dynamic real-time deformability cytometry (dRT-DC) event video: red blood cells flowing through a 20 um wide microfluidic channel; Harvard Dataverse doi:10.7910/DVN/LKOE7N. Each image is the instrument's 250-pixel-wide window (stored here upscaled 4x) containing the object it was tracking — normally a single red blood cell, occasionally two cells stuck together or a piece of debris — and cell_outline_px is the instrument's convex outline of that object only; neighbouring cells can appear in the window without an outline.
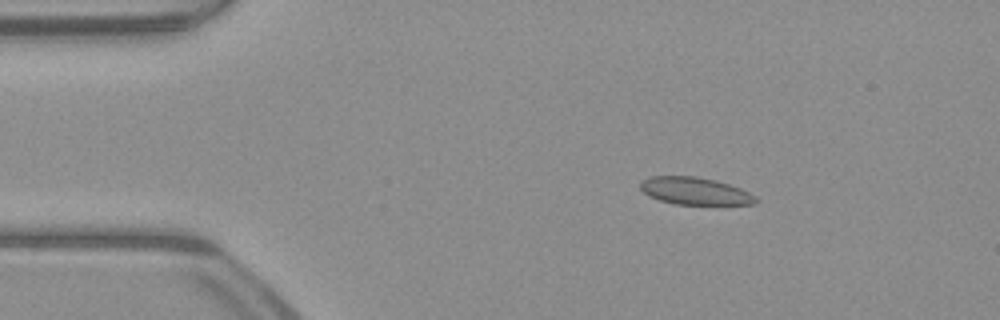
{"species": "common noctule bat (a hibernating species)", "species_latin": "Nyctalus noctula", "temperature_condition": "warm", "stored_images_in_passage": 17, "camera_frame_rate_fps": 3000, "um_per_image_px": 0.085, "animal": {"sex": "male", "body_mass_g": 23.1, "forearm_length_mm": 52.7}, "frame": {"image": 1, "passage_image": 1, "time_ms": 0.0, "image_size_px": [1000, 320], "cell_outline_px": [[760, 200], [756, 204], [676, 204], [660, 200], [648, 196], [640, 188], [640, 180], [648, 176], [696, 176], [716, 180], [740, 188], [756, 196]], "centroid_in_image_um": [59.06, 16.23], "position_along_channel_um": 25.9, "area_um2": 18.5}}
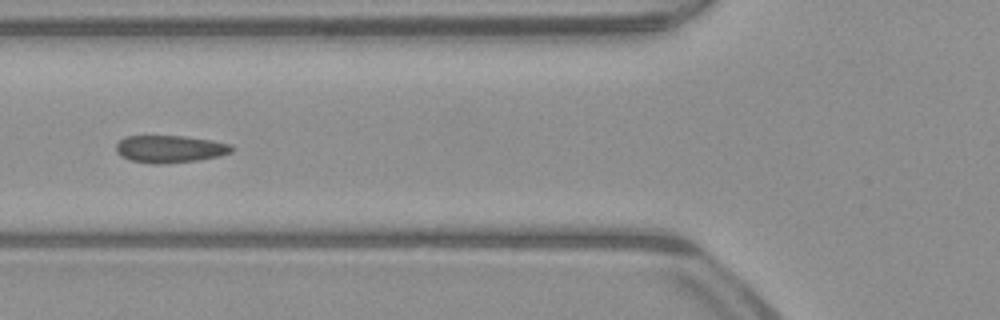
{"frame": {"image": 2, "passage_image": 12, "time_ms": 3.667, "image_size_px": [1000, 320], "cell_outline_px": [[236, 148], [232, 152], [220, 156], [200, 160], [160, 164], [152, 164], [132, 160], [120, 156], [116, 152], [116, 144], [124, 136], [184, 136], [212, 140], [232, 144]], "centroid_in_image_um": [14.48, 12.66], "position_along_channel_um": 111.3, "area_um2": 18.67}}
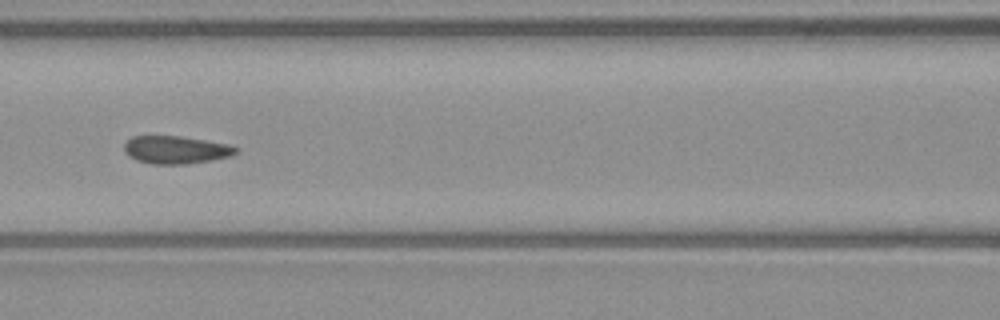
{"frame": {"image": 3, "passage_image": 15, "time_ms": 4.667, "image_size_px": [1000, 320], "cell_outline_px": [[240, 148], [232, 156], [212, 160], [188, 164], [152, 164], [136, 160], [128, 156], [124, 152], [124, 144], [132, 136], [180, 136], [228, 144]], "centroid_in_image_um": [14.95, 12.74], "position_along_channel_um": 151.7, "area_um2": 18.21}}